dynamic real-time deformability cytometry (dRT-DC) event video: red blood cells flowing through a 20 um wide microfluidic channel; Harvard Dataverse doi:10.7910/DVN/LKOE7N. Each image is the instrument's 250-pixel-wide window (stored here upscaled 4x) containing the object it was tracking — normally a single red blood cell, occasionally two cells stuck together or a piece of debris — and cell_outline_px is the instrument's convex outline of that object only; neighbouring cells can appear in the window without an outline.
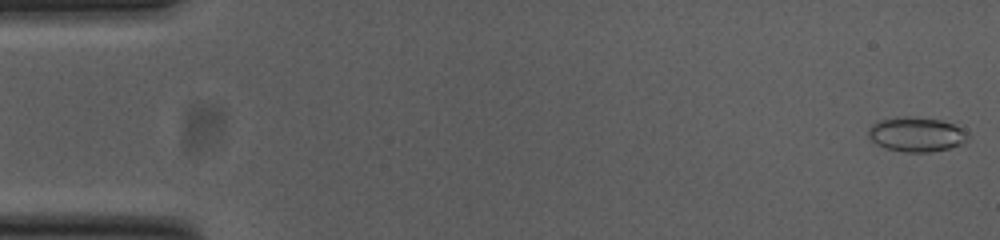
{"species": "common noctule bat (a hibernating species)", "species_latin": "Nyctalus noctula", "temperature_condition": "cold", "stored_images_in_passage": 53, "camera_frame_rate_fps": 3000, "um_per_image_px": 0.085, "animal": {"sex": "female", "body_mass_g": 23.0, "forearm_length_mm": 53.4}, "frame": {"image": 1, "passage_image": 1, "time_ms": 0.0, "image_size_px": [1000, 240], "cell_outline_px": [[972, 136], [964, 144], [932, 152], [904, 152], [888, 148], [876, 144], [868, 136], [868, 128], [876, 120], [912, 116], [940, 120], [952, 124], [968, 132]], "centroid_in_image_um": [77.92, 11.43], "position_along_channel_um": 7.1, "area_um2": 20.17}}
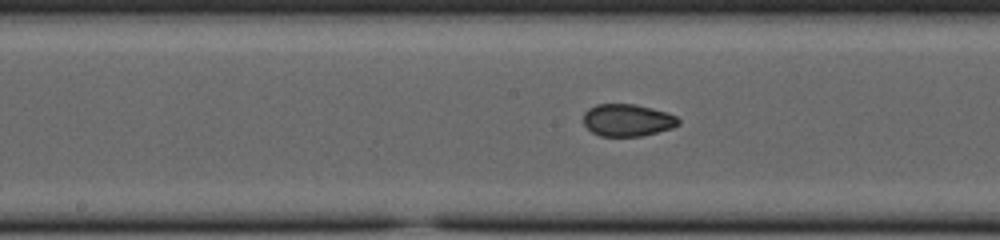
{"frame": {"image": 2, "passage_image": 27, "time_ms": 8.667, "image_size_px": [1000, 240], "cell_outline_px": [[680, 124], [672, 128], [644, 136], [600, 136], [592, 132], [584, 124], [584, 112], [588, 108], [596, 104], [636, 104], [652, 108], [676, 116], [680, 120]], "centroid_in_image_um": [53.33, 10.21], "position_along_channel_um": 194.9, "area_um2": 17.92}}
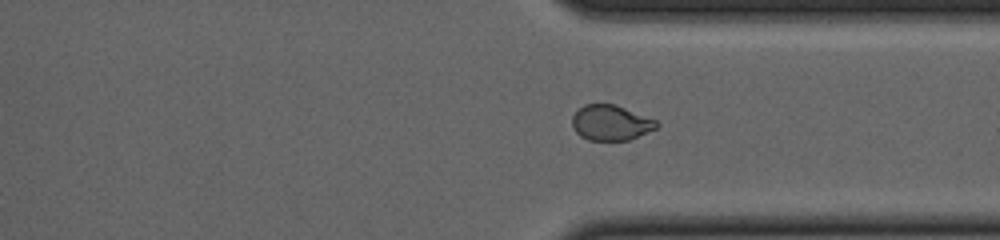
{"frame": {"image": 3, "passage_image": 40, "time_ms": 13.0, "image_size_px": [1000, 240], "cell_outline_px": [[660, 124], [656, 128], [628, 140], [588, 140], [580, 136], [572, 128], [572, 116], [584, 104], [616, 104], [656, 120]], "centroid_in_image_um": [51.9, 10.43], "position_along_channel_um": 359.5, "area_um2": 17.34}, "authors_computed_cell_mechanics": {"area_um2": 18.4382, "velocity_mm_per_s": 3.7987, "shape_relaxation_time_tau1_ms": null, "shape_relaxation_time_tau2_ms": 1.1169, "deformation_change_tau1": null, "deformation_change_tau2": 0.0535}}